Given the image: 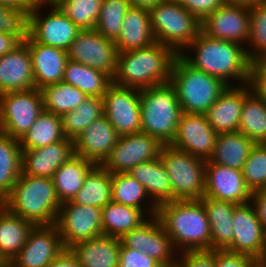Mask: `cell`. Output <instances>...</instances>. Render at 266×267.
Listing matches in <instances>:
<instances>
[{
    "label": "cell",
    "mask_w": 266,
    "mask_h": 267,
    "mask_svg": "<svg viewBox=\"0 0 266 267\" xmlns=\"http://www.w3.org/2000/svg\"><path fill=\"white\" fill-rule=\"evenodd\" d=\"M177 56L171 47L159 42L141 49L118 52L117 68L112 82L140 90L169 82Z\"/></svg>",
    "instance_id": "1"
},
{
    "label": "cell",
    "mask_w": 266,
    "mask_h": 267,
    "mask_svg": "<svg viewBox=\"0 0 266 267\" xmlns=\"http://www.w3.org/2000/svg\"><path fill=\"white\" fill-rule=\"evenodd\" d=\"M189 46L195 48L196 56L192 58L184 52L180 55L193 68L220 79L228 86L230 78L250 83L252 62L248 49L235 42L208 37L201 31Z\"/></svg>",
    "instance_id": "2"
},
{
    "label": "cell",
    "mask_w": 266,
    "mask_h": 267,
    "mask_svg": "<svg viewBox=\"0 0 266 267\" xmlns=\"http://www.w3.org/2000/svg\"><path fill=\"white\" fill-rule=\"evenodd\" d=\"M156 216L171 237L173 247L178 245L183 251L210 250V224L200 200L160 204Z\"/></svg>",
    "instance_id": "3"
},
{
    "label": "cell",
    "mask_w": 266,
    "mask_h": 267,
    "mask_svg": "<svg viewBox=\"0 0 266 267\" xmlns=\"http://www.w3.org/2000/svg\"><path fill=\"white\" fill-rule=\"evenodd\" d=\"M2 201L10 212L34 226L54 225L61 206L52 178L25 174L19 176L12 191Z\"/></svg>",
    "instance_id": "4"
},
{
    "label": "cell",
    "mask_w": 266,
    "mask_h": 267,
    "mask_svg": "<svg viewBox=\"0 0 266 267\" xmlns=\"http://www.w3.org/2000/svg\"><path fill=\"white\" fill-rule=\"evenodd\" d=\"M140 108L141 132L170 145L183 113L173 85L166 82L141 89Z\"/></svg>",
    "instance_id": "5"
},
{
    "label": "cell",
    "mask_w": 266,
    "mask_h": 267,
    "mask_svg": "<svg viewBox=\"0 0 266 267\" xmlns=\"http://www.w3.org/2000/svg\"><path fill=\"white\" fill-rule=\"evenodd\" d=\"M182 112L205 114L228 87L220 79L193 68L179 54L173 63L170 81Z\"/></svg>",
    "instance_id": "6"
},
{
    "label": "cell",
    "mask_w": 266,
    "mask_h": 267,
    "mask_svg": "<svg viewBox=\"0 0 266 267\" xmlns=\"http://www.w3.org/2000/svg\"><path fill=\"white\" fill-rule=\"evenodd\" d=\"M155 41L171 47L178 55L200 32L201 22L182 5L164 0L149 10Z\"/></svg>",
    "instance_id": "7"
},
{
    "label": "cell",
    "mask_w": 266,
    "mask_h": 267,
    "mask_svg": "<svg viewBox=\"0 0 266 267\" xmlns=\"http://www.w3.org/2000/svg\"><path fill=\"white\" fill-rule=\"evenodd\" d=\"M160 159L170 177L172 201L201 200L205 191L206 160L164 145Z\"/></svg>",
    "instance_id": "8"
},
{
    "label": "cell",
    "mask_w": 266,
    "mask_h": 267,
    "mask_svg": "<svg viewBox=\"0 0 266 267\" xmlns=\"http://www.w3.org/2000/svg\"><path fill=\"white\" fill-rule=\"evenodd\" d=\"M44 110L41 89L0 95V131L20 140Z\"/></svg>",
    "instance_id": "9"
},
{
    "label": "cell",
    "mask_w": 266,
    "mask_h": 267,
    "mask_svg": "<svg viewBox=\"0 0 266 267\" xmlns=\"http://www.w3.org/2000/svg\"><path fill=\"white\" fill-rule=\"evenodd\" d=\"M55 225L65 249L102 233V208L67 201L61 204Z\"/></svg>",
    "instance_id": "10"
},
{
    "label": "cell",
    "mask_w": 266,
    "mask_h": 267,
    "mask_svg": "<svg viewBox=\"0 0 266 267\" xmlns=\"http://www.w3.org/2000/svg\"><path fill=\"white\" fill-rule=\"evenodd\" d=\"M164 145L144 132L119 136L109 155L100 164L110 173H128L134 166L160 157Z\"/></svg>",
    "instance_id": "11"
},
{
    "label": "cell",
    "mask_w": 266,
    "mask_h": 267,
    "mask_svg": "<svg viewBox=\"0 0 266 267\" xmlns=\"http://www.w3.org/2000/svg\"><path fill=\"white\" fill-rule=\"evenodd\" d=\"M102 99L104 115L119 136L141 132L140 89L112 82Z\"/></svg>",
    "instance_id": "12"
},
{
    "label": "cell",
    "mask_w": 266,
    "mask_h": 267,
    "mask_svg": "<svg viewBox=\"0 0 266 267\" xmlns=\"http://www.w3.org/2000/svg\"><path fill=\"white\" fill-rule=\"evenodd\" d=\"M68 59L99 70L111 79L117 68L118 50L114 40L103 37L95 29L80 30L67 50Z\"/></svg>",
    "instance_id": "13"
},
{
    "label": "cell",
    "mask_w": 266,
    "mask_h": 267,
    "mask_svg": "<svg viewBox=\"0 0 266 267\" xmlns=\"http://www.w3.org/2000/svg\"><path fill=\"white\" fill-rule=\"evenodd\" d=\"M43 3L51 4L53 11L41 19L38 11ZM79 31L55 2H40L30 14L29 36L37 43L67 51Z\"/></svg>",
    "instance_id": "14"
},
{
    "label": "cell",
    "mask_w": 266,
    "mask_h": 267,
    "mask_svg": "<svg viewBox=\"0 0 266 267\" xmlns=\"http://www.w3.org/2000/svg\"><path fill=\"white\" fill-rule=\"evenodd\" d=\"M200 31L208 37L240 44L249 40L250 7L226 2L201 21Z\"/></svg>",
    "instance_id": "15"
},
{
    "label": "cell",
    "mask_w": 266,
    "mask_h": 267,
    "mask_svg": "<svg viewBox=\"0 0 266 267\" xmlns=\"http://www.w3.org/2000/svg\"><path fill=\"white\" fill-rule=\"evenodd\" d=\"M217 136L205 114L183 112L176 135L170 145L193 156L209 160L213 154Z\"/></svg>",
    "instance_id": "16"
},
{
    "label": "cell",
    "mask_w": 266,
    "mask_h": 267,
    "mask_svg": "<svg viewBox=\"0 0 266 267\" xmlns=\"http://www.w3.org/2000/svg\"><path fill=\"white\" fill-rule=\"evenodd\" d=\"M151 219V221H146L140 227L125 234L120 238L121 243L126 248L144 252L158 261L163 267L177 265L178 260L172 261L174 247L171 237L165 232L156 215L152 216Z\"/></svg>",
    "instance_id": "17"
},
{
    "label": "cell",
    "mask_w": 266,
    "mask_h": 267,
    "mask_svg": "<svg viewBox=\"0 0 266 267\" xmlns=\"http://www.w3.org/2000/svg\"><path fill=\"white\" fill-rule=\"evenodd\" d=\"M57 226H34L22 249L10 261L14 267H46L64 250Z\"/></svg>",
    "instance_id": "18"
},
{
    "label": "cell",
    "mask_w": 266,
    "mask_h": 267,
    "mask_svg": "<svg viewBox=\"0 0 266 267\" xmlns=\"http://www.w3.org/2000/svg\"><path fill=\"white\" fill-rule=\"evenodd\" d=\"M252 192L247 187L242 171L221 164L206 162V180L203 197L246 204Z\"/></svg>",
    "instance_id": "19"
},
{
    "label": "cell",
    "mask_w": 266,
    "mask_h": 267,
    "mask_svg": "<svg viewBox=\"0 0 266 267\" xmlns=\"http://www.w3.org/2000/svg\"><path fill=\"white\" fill-rule=\"evenodd\" d=\"M73 155L74 140L69 138L45 147L22 150L21 174L52 178L60 166Z\"/></svg>",
    "instance_id": "20"
},
{
    "label": "cell",
    "mask_w": 266,
    "mask_h": 267,
    "mask_svg": "<svg viewBox=\"0 0 266 267\" xmlns=\"http://www.w3.org/2000/svg\"><path fill=\"white\" fill-rule=\"evenodd\" d=\"M244 87L228 86L205 113L217 134L238 132L244 99L253 91L250 83Z\"/></svg>",
    "instance_id": "21"
},
{
    "label": "cell",
    "mask_w": 266,
    "mask_h": 267,
    "mask_svg": "<svg viewBox=\"0 0 266 267\" xmlns=\"http://www.w3.org/2000/svg\"><path fill=\"white\" fill-rule=\"evenodd\" d=\"M249 203L237 205L232 214L234 232L230 251L258 258L263 247V225Z\"/></svg>",
    "instance_id": "22"
},
{
    "label": "cell",
    "mask_w": 266,
    "mask_h": 267,
    "mask_svg": "<svg viewBox=\"0 0 266 267\" xmlns=\"http://www.w3.org/2000/svg\"><path fill=\"white\" fill-rule=\"evenodd\" d=\"M119 139L105 115L96 119L74 140V154L100 165Z\"/></svg>",
    "instance_id": "23"
},
{
    "label": "cell",
    "mask_w": 266,
    "mask_h": 267,
    "mask_svg": "<svg viewBox=\"0 0 266 267\" xmlns=\"http://www.w3.org/2000/svg\"><path fill=\"white\" fill-rule=\"evenodd\" d=\"M35 88L28 46L21 42L11 52L0 57V95Z\"/></svg>",
    "instance_id": "24"
},
{
    "label": "cell",
    "mask_w": 266,
    "mask_h": 267,
    "mask_svg": "<svg viewBox=\"0 0 266 267\" xmlns=\"http://www.w3.org/2000/svg\"><path fill=\"white\" fill-rule=\"evenodd\" d=\"M31 56L35 88L59 83L68 60L67 51L35 42L30 36L24 42Z\"/></svg>",
    "instance_id": "25"
},
{
    "label": "cell",
    "mask_w": 266,
    "mask_h": 267,
    "mask_svg": "<svg viewBox=\"0 0 266 267\" xmlns=\"http://www.w3.org/2000/svg\"><path fill=\"white\" fill-rule=\"evenodd\" d=\"M121 240L101 235L68 248L82 267H118Z\"/></svg>",
    "instance_id": "26"
},
{
    "label": "cell",
    "mask_w": 266,
    "mask_h": 267,
    "mask_svg": "<svg viewBox=\"0 0 266 267\" xmlns=\"http://www.w3.org/2000/svg\"><path fill=\"white\" fill-rule=\"evenodd\" d=\"M154 42L149 10L130 7L124 16L120 34L114 40L118 52L145 48Z\"/></svg>",
    "instance_id": "27"
},
{
    "label": "cell",
    "mask_w": 266,
    "mask_h": 267,
    "mask_svg": "<svg viewBox=\"0 0 266 267\" xmlns=\"http://www.w3.org/2000/svg\"><path fill=\"white\" fill-rule=\"evenodd\" d=\"M128 174L144 186L149 197L155 198L150 208L152 216L157 214V207L160 204L172 201L170 177L160 157L134 166Z\"/></svg>",
    "instance_id": "28"
},
{
    "label": "cell",
    "mask_w": 266,
    "mask_h": 267,
    "mask_svg": "<svg viewBox=\"0 0 266 267\" xmlns=\"http://www.w3.org/2000/svg\"><path fill=\"white\" fill-rule=\"evenodd\" d=\"M200 201L204 204L210 224V250L227 249L233 243L232 214L237 204L209 197H203Z\"/></svg>",
    "instance_id": "29"
},
{
    "label": "cell",
    "mask_w": 266,
    "mask_h": 267,
    "mask_svg": "<svg viewBox=\"0 0 266 267\" xmlns=\"http://www.w3.org/2000/svg\"><path fill=\"white\" fill-rule=\"evenodd\" d=\"M96 164L74 154L52 176V182L61 204L71 201L83 187L86 175Z\"/></svg>",
    "instance_id": "30"
},
{
    "label": "cell",
    "mask_w": 266,
    "mask_h": 267,
    "mask_svg": "<svg viewBox=\"0 0 266 267\" xmlns=\"http://www.w3.org/2000/svg\"><path fill=\"white\" fill-rule=\"evenodd\" d=\"M34 225L10 212L4 205L0 208V260L11 261L25 245Z\"/></svg>",
    "instance_id": "31"
},
{
    "label": "cell",
    "mask_w": 266,
    "mask_h": 267,
    "mask_svg": "<svg viewBox=\"0 0 266 267\" xmlns=\"http://www.w3.org/2000/svg\"><path fill=\"white\" fill-rule=\"evenodd\" d=\"M254 145L252 140L240 132L218 134L213 154L206 162L242 170Z\"/></svg>",
    "instance_id": "32"
},
{
    "label": "cell",
    "mask_w": 266,
    "mask_h": 267,
    "mask_svg": "<svg viewBox=\"0 0 266 267\" xmlns=\"http://www.w3.org/2000/svg\"><path fill=\"white\" fill-rule=\"evenodd\" d=\"M143 216V209L110 201L102 208V233L120 239L146 222Z\"/></svg>",
    "instance_id": "33"
},
{
    "label": "cell",
    "mask_w": 266,
    "mask_h": 267,
    "mask_svg": "<svg viewBox=\"0 0 266 267\" xmlns=\"http://www.w3.org/2000/svg\"><path fill=\"white\" fill-rule=\"evenodd\" d=\"M112 173L95 165L86 175L83 187L71 200L72 203L103 208L112 201Z\"/></svg>",
    "instance_id": "34"
},
{
    "label": "cell",
    "mask_w": 266,
    "mask_h": 267,
    "mask_svg": "<svg viewBox=\"0 0 266 267\" xmlns=\"http://www.w3.org/2000/svg\"><path fill=\"white\" fill-rule=\"evenodd\" d=\"M62 81L72 85L87 96L103 98L112 79L105 73L87 65L67 60Z\"/></svg>",
    "instance_id": "35"
},
{
    "label": "cell",
    "mask_w": 266,
    "mask_h": 267,
    "mask_svg": "<svg viewBox=\"0 0 266 267\" xmlns=\"http://www.w3.org/2000/svg\"><path fill=\"white\" fill-rule=\"evenodd\" d=\"M22 173V149L19 140L0 131V200L13 189Z\"/></svg>",
    "instance_id": "36"
},
{
    "label": "cell",
    "mask_w": 266,
    "mask_h": 267,
    "mask_svg": "<svg viewBox=\"0 0 266 267\" xmlns=\"http://www.w3.org/2000/svg\"><path fill=\"white\" fill-rule=\"evenodd\" d=\"M64 136L59 115L42 111L30 130L19 140L22 150H30L62 141Z\"/></svg>",
    "instance_id": "37"
},
{
    "label": "cell",
    "mask_w": 266,
    "mask_h": 267,
    "mask_svg": "<svg viewBox=\"0 0 266 267\" xmlns=\"http://www.w3.org/2000/svg\"><path fill=\"white\" fill-rule=\"evenodd\" d=\"M238 132L255 144L266 143V102L254 91L244 99Z\"/></svg>",
    "instance_id": "38"
},
{
    "label": "cell",
    "mask_w": 266,
    "mask_h": 267,
    "mask_svg": "<svg viewBox=\"0 0 266 267\" xmlns=\"http://www.w3.org/2000/svg\"><path fill=\"white\" fill-rule=\"evenodd\" d=\"M103 99L87 98L75 109L60 116L64 136L75 140L93 121L104 115Z\"/></svg>",
    "instance_id": "39"
},
{
    "label": "cell",
    "mask_w": 266,
    "mask_h": 267,
    "mask_svg": "<svg viewBox=\"0 0 266 267\" xmlns=\"http://www.w3.org/2000/svg\"><path fill=\"white\" fill-rule=\"evenodd\" d=\"M44 111L61 116L75 110L87 95L64 81L49 84L41 89Z\"/></svg>",
    "instance_id": "40"
},
{
    "label": "cell",
    "mask_w": 266,
    "mask_h": 267,
    "mask_svg": "<svg viewBox=\"0 0 266 267\" xmlns=\"http://www.w3.org/2000/svg\"><path fill=\"white\" fill-rule=\"evenodd\" d=\"M103 0H55L57 6L80 30L96 27Z\"/></svg>",
    "instance_id": "41"
},
{
    "label": "cell",
    "mask_w": 266,
    "mask_h": 267,
    "mask_svg": "<svg viewBox=\"0 0 266 267\" xmlns=\"http://www.w3.org/2000/svg\"><path fill=\"white\" fill-rule=\"evenodd\" d=\"M129 8L128 0H103L95 30L103 37L115 40L120 34L124 16Z\"/></svg>",
    "instance_id": "42"
},
{
    "label": "cell",
    "mask_w": 266,
    "mask_h": 267,
    "mask_svg": "<svg viewBox=\"0 0 266 267\" xmlns=\"http://www.w3.org/2000/svg\"><path fill=\"white\" fill-rule=\"evenodd\" d=\"M112 201L118 204L141 208V200L148 196L145 188L128 173L112 174Z\"/></svg>",
    "instance_id": "43"
},
{
    "label": "cell",
    "mask_w": 266,
    "mask_h": 267,
    "mask_svg": "<svg viewBox=\"0 0 266 267\" xmlns=\"http://www.w3.org/2000/svg\"><path fill=\"white\" fill-rule=\"evenodd\" d=\"M241 171L251 192L266 189V143L252 147Z\"/></svg>",
    "instance_id": "44"
},
{
    "label": "cell",
    "mask_w": 266,
    "mask_h": 267,
    "mask_svg": "<svg viewBox=\"0 0 266 267\" xmlns=\"http://www.w3.org/2000/svg\"><path fill=\"white\" fill-rule=\"evenodd\" d=\"M249 41L255 51H247L251 62L266 59V6L250 7V34ZM257 48V49H256Z\"/></svg>",
    "instance_id": "45"
},
{
    "label": "cell",
    "mask_w": 266,
    "mask_h": 267,
    "mask_svg": "<svg viewBox=\"0 0 266 267\" xmlns=\"http://www.w3.org/2000/svg\"><path fill=\"white\" fill-rule=\"evenodd\" d=\"M30 15L22 10H13L0 5V33H8L21 42L29 38Z\"/></svg>",
    "instance_id": "46"
},
{
    "label": "cell",
    "mask_w": 266,
    "mask_h": 267,
    "mask_svg": "<svg viewBox=\"0 0 266 267\" xmlns=\"http://www.w3.org/2000/svg\"><path fill=\"white\" fill-rule=\"evenodd\" d=\"M215 265L216 267H259L257 258L228 249L215 250Z\"/></svg>",
    "instance_id": "47"
},
{
    "label": "cell",
    "mask_w": 266,
    "mask_h": 267,
    "mask_svg": "<svg viewBox=\"0 0 266 267\" xmlns=\"http://www.w3.org/2000/svg\"><path fill=\"white\" fill-rule=\"evenodd\" d=\"M118 267H163L158 261L144 252L126 248L121 243Z\"/></svg>",
    "instance_id": "48"
},
{
    "label": "cell",
    "mask_w": 266,
    "mask_h": 267,
    "mask_svg": "<svg viewBox=\"0 0 266 267\" xmlns=\"http://www.w3.org/2000/svg\"><path fill=\"white\" fill-rule=\"evenodd\" d=\"M183 262H177L179 267H216L215 250L183 251Z\"/></svg>",
    "instance_id": "49"
},
{
    "label": "cell",
    "mask_w": 266,
    "mask_h": 267,
    "mask_svg": "<svg viewBox=\"0 0 266 267\" xmlns=\"http://www.w3.org/2000/svg\"><path fill=\"white\" fill-rule=\"evenodd\" d=\"M226 2V0H185L182 5L201 22Z\"/></svg>",
    "instance_id": "50"
},
{
    "label": "cell",
    "mask_w": 266,
    "mask_h": 267,
    "mask_svg": "<svg viewBox=\"0 0 266 267\" xmlns=\"http://www.w3.org/2000/svg\"><path fill=\"white\" fill-rule=\"evenodd\" d=\"M250 85L253 91L266 102V59L252 62Z\"/></svg>",
    "instance_id": "51"
},
{
    "label": "cell",
    "mask_w": 266,
    "mask_h": 267,
    "mask_svg": "<svg viewBox=\"0 0 266 267\" xmlns=\"http://www.w3.org/2000/svg\"><path fill=\"white\" fill-rule=\"evenodd\" d=\"M253 208L263 227L266 226V189L252 192Z\"/></svg>",
    "instance_id": "52"
},
{
    "label": "cell",
    "mask_w": 266,
    "mask_h": 267,
    "mask_svg": "<svg viewBox=\"0 0 266 267\" xmlns=\"http://www.w3.org/2000/svg\"><path fill=\"white\" fill-rule=\"evenodd\" d=\"M40 0H0V5L13 10H22L29 15L35 10Z\"/></svg>",
    "instance_id": "53"
},
{
    "label": "cell",
    "mask_w": 266,
    "mask_h": 267,
    "mask_svg": "<svg viewBox=\"0 0 266 267\" xmlns=\"http://www.w3.org/2000/svg\"><path fill=\"white\" fill-rule=\"evenodd\" d=\"M46 267H82L73 253L69 249H64L62 253Z\"/></svg>",
    "instance_id": "54"
},
{
    "label": "cell",
    "mask_w": 266,
    "mask_h": 267,
    "mask_svg": "<svg viewBox=\"0 0 266 267\" xmlns=\"http://www.w3.org/2000/svg\"><path fill=\"white\" fill-rule=\"evenodd\" d=\"M21 41L14 35L0 33V57L11 52Z\"/></svg>",
    "instance_id": "55"
},
{
    "label": "cell",
    "mask_w": 266,
    "mask_h": 267,
    "mask_svg": "<svg viewBox=\"0 0 266 267\" xmlns=\"http://www.w3.org/2000/svg\"><path fill=\"white\" fill-rule=\"evenodd\" d=\"M130 7L143 8L150 10L152 7L156 6L158 3L164 0H128Z\"/></svg>",
    "instance_id": "56"
},
{
    "label": "cell",
    "mask_w": 266,
    "mask_h": 267,
    "mask_svg": "<svg viewBox=\"0 0 266 267\" xmlns=\"http://www.w3.org/2000/svg\"><path fill=\"white\" fill-rule=\"evenodd\" d=\"M257 260L259 267H266V226L263 228V247Z\"/></svg>",
    "instance_id": "57"
},
{
    "label": "cell",
    "mask_w": 266,
    "mask_h": 267,
    "mask_svg": "<svg viewBox=\"0 0 266 267\" xmlns=\"http://www.w3.org/2000/svg\"><path fill=\"white\" fill-rule=\"evenodd\" d=\"M226 1L248 7L264 5L266 2V0H226Z\"/></svg>",
    "instance_id": "58"
},
{
    "label": "cell",
    "mask_w": 266,
    "mask_h": 267,
    "mask_svg": "<svg viewBox=\"0 0 266 267\" xmlns=\"http://www.w3.org/2000/svg\"><path fill=\"white\" fill-rule=\"evenodd\" d=\"M0 267H14L10 261H0Z\"/></svg>",
    "instance_id": "59"
},
{
    "label": "cell",
    "mask_w": 266,
    "mask_h": 267,
    "mask_svg": "<svg viewBox=\"0 0 266 267\" xmlns=\"http://www.w3.org/2000/svg\"><path fill=\"white\" fill-rule=\"evenodd\" d=\"M171 1H174V2H177V3H183L185 0H171Z\"/></svg>",
    "instance_id": "60"
},
{
    "label": "cell",
    "mask_w": 266,
    "mask_h": 267,
    "mask_svg": "<svg viewBox=\"0 0 266 267\" xmlns=\"http://www.w3.org/2000/svg\"><path fill=\"white\" fill-rule=\"evenodd\" d=\"M55 0H40V2H54Z\"/></svg>",
    "instance_id": "61"
},
{
    "label": "cell",
    "mask_w": 266,
    "mask_h": 267,
    "mask_svg": "<svg viewBox=\"0 0 266 267\" xmlns=\"http://www.w3.org/2000/svg\"><path fill=\"white\" fill-rule=\"evenodd\" d=\"M3 206V201L0 200V208Z\"/></svg>",
    "instance_id": "62"
}]
</instances>
